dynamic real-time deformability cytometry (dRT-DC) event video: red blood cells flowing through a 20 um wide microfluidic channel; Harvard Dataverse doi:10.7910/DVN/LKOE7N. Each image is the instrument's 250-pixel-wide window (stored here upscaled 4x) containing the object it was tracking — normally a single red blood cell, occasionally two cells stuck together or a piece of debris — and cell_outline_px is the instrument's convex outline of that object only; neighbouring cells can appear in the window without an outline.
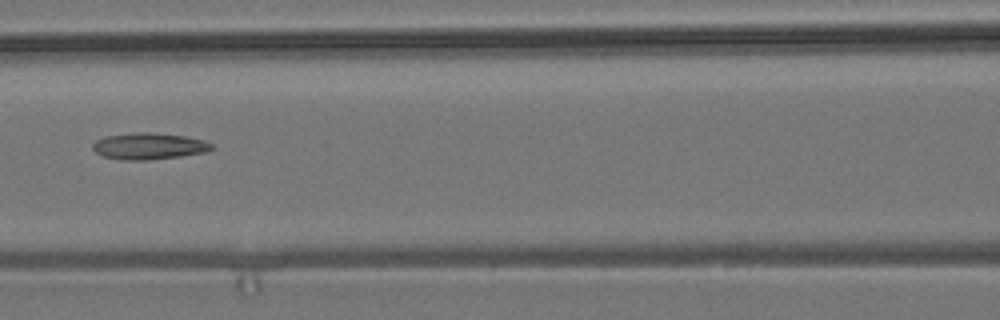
{"species": "common noctule bat (a hibernating species)", "species_latin": "Nyctalus noctula", "temperature_condition": "room temperature", "stored_images_in_passage": 9, "camera_frame_rate_fps": 3000, "um_per_image_px": 0.085, "animal": {"sex": "male", "body_mass_g": 19.2, "forearm_length_mm": 51.8}, "frame": {"image": 1, "passage_image": 6, "time_ms": 7.0, "image_size_px": [1000, 320], "cell_outline_px": [[212, 148], [204, 152], [180, 156], [148, 160], [120, 160], [104, 156], [96, 152], [92, 148], [92, 144], [96, 140], [104, 136], [140, 132], [152, 132], [184, 136], [204, 140], [212, 144]], "centroid_in_image_um": [12.62, 12.42], "position_along_channel_um": 154.0, "area_um2": 18.26}}
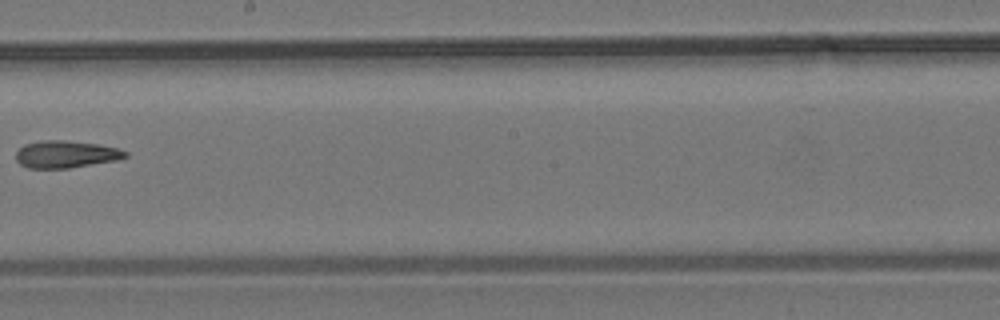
{"frame": {"image": 2, "passage_image": 8, "time_ms": 9.333, "image_size_px": [1000, 320], "cell_outline_px": [[128, 156], [120, 160], [68, 168], [28, 168], [20, 164], [16, 160], [16, 152], [24, 144], [44, 140], [64, 140], [100, 144], [116, 148], [128, 152]], "centroid_in_image_um": [5.62, 13.11], "position_along_channel_um": 242.6, "area_um2": 17.46}}
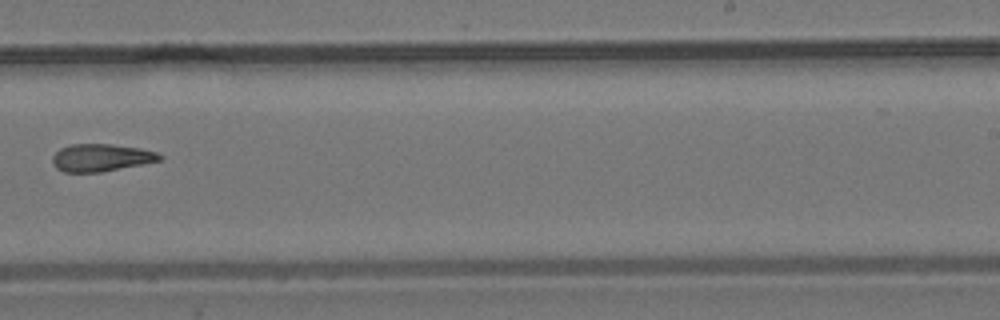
{"frame": {"image": 3, "passage_image": 9, "time_ms": 10.333, "image_size_px": [1000, 320], "cell_outline_px": [[164, 156], [160, 160], [100, 172], [64, 172], [56, 168], [52, 164], [52, 156], [60, 148], [72, 144], [112, 144], [140, 148], [156, 152]], "centroid_in_image_um": [8.55, 13.39], "position_along_channel_um": 280.4, "area_um2": 17.05}}